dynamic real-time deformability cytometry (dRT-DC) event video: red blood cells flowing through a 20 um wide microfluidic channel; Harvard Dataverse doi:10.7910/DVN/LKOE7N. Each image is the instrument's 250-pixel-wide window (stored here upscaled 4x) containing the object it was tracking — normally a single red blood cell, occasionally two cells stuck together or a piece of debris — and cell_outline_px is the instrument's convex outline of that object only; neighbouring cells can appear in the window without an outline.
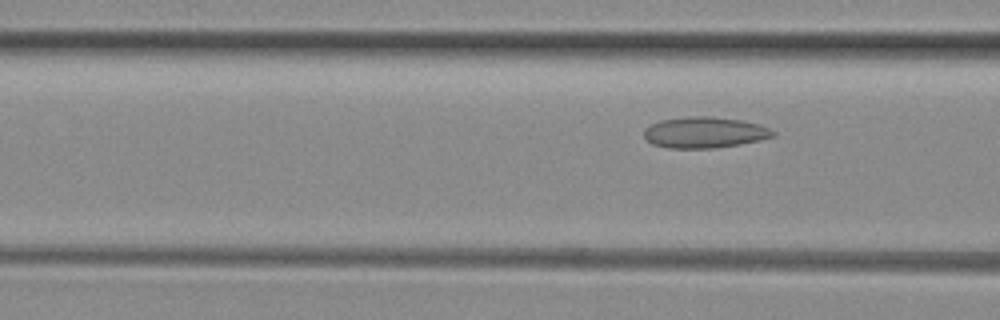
{"species": "common noctule bat (a hibernating species)", "species_latin": "Nyctalus noctula", "temperature_condition": "room temperature", "stored_images_in_passage": 7, "segment_of_instrument_passage": [2, 2], "camera_frame_rate_fps": 3000, "um_per_image_px": 0.085, "animal": {"sex": "female", "body_mass_g": 29.2, "forearm_length_mm": 56.3}, "frame": {"image": 1, "passage_image": 7, "time_ms": 2.0, "image_size_px": [1000, 320], "cell_outline_px": [[776, 136], [760, 140], [740, 144], [712, 148], [668, 148], [652, 144], [644, 136], [644, 128], [660, 120], [688, 116], [708, 116], [740, 120], [760, 124], [776, 132]], "centroid_in_image_um": [59.89, 11.26], "position_along_channel_um": 106.7, "area_um2": 23.35}}